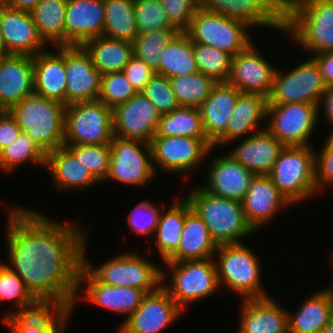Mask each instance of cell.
Here are the masks:
<instances>
[{
    "instance_id": "1",
    "label": "cell",
    "mask_w": 333,
    "mask_h": 333,
    "mask_svg": "<svg viewBox=\"0 0 333 333\" xmlns=\"http://www.w3.org/2000/svg\"><path fill=\"white\" fill-rule=\"evenodd\" d=\"M8 210L6 265L43 306L75 309L86 229L24 207Z\"/></svg>"
},
{
    "instance_id": "55",
    "label": "cell",
    "mask_w": 333,
    "mask_h": 333,
    "mask_svg": "<svg viewBox=\"0 0 333 333\" xmlns=\"http://www.w3.org/2000/svg\"><path fill=\"white\" fill-rule=\"evenodd\" d=\"M324 108H322V107ZM319 111L324 110V117L328 124L333 126V87H327L319 102Z\"/></svg>"
},
{
    "instance_id": "15",
    "label": "cell",
    "mask_w": 333,
    "mask_h": 333,
    "mask_svg": "<svg viewBox=\"0 0 333 333\" xmlns=\"http://www.w3.org/2000/svg\"><path fill=\"white\" fill-rule=\"evenodd\" d=\"M183 309L160 286L147 293L138 309L118 329V333H161L183 313Z\"/></svg>"
},
{
    "instance_id": "5",
    "label": "cell",
    "mask_w": 333,
    "mask_h": 333,
    "mask_svg": "<svg viewBox=\"0 0 333 333\" xmlns=\"http://www.w3.org/2000/svg\"><path fill=\"white\" fill-rule=\"evenodd\" d=\"M65 108L58 101L33 93L8 111L21 131L48 154L64 145Z\"/></svg>"
},
{
    "instance_id": "35",
    "label": "cell",
    "mask_w": 333,
    "mask_h": 333,
    "mask_svg": "<svg viewBox=\"0 0 333 333\" xmlns=\"http://www.w3.org/2000/svg\"><path fill=\"white\" fill-rule=\"evenodd\" d=\"M68 0H39L30 11L38 34L48 45L65 46V13Z\"/></svg>"
},
{
    "instance_id": "20",
    "label": "cell",
    "mask_w": 333,
    "mask_h": 333,
    "mask_svg": "<svg viewBox=\"0 0 333 333\" xmlns=\"http://www.w3.org/2000/svg\"><path fill=\"white\" fill-rule=\"evenodd\" d=\"M0 30L9 54L35 56L47 45L38 34L29 11L0 6Z\"/></svg>"
},
{
    "instance_id": "27",
    "label": "cell",
    "mask_w": 333,
    "mask_h": 333,
    "mask_svg": "<svg viewBox=\"0 0 333 333\" xmlns=\"http://www.w3.org/2000/svg\"><path fill=\"white\" fill-rule=\"evenodd\" d=\"M242 301L237 333H289L288 311L271 296Z\"/></svg>"
},
{
    "instance_id": "24",
    "label": "cell",
    "mask_w": 333,
    "mask_h": 333,
    "mask_svg": "<svg viewBox=\"0 0 333 333\" xmlns=\"http://www.w3.org/2000/svg\"><path fill=\"white\" fill-rule=\"evenodd\" d=\"M104 0H68L65 13V46L82 45L103 36Z\"/></svg>"
},
{
    "instance_id": "32",
    "label": "cell",
    "mask_w": 333,
    "mask_h": 333,
    "mask_svg": "<svg viewBox=\"0 0 333 333\" xmlns=\"http://www.w3.org/2000/svg\"><path fill=\"white\" fill-rule=\"evenodd\" d=\"M295 312L288 311L289 333H321L333 317V293L324 288L307 297Z\"/></svg>"
},
{
    "instance_id": "38",
    "label": "cell",
    "mask_w": 333,
    "mask_h": 333,
    "mask_svg": "<svg viewBox=\"0 0 333 333\" xmlns=\"http://www.w3.org/2000/svg\"><path fill=\"white\" fill-rule=\"evenodd\" d=\"M184 222L185 197H182L165 212H161L156 235H153L156 237V247L163 262L178 249Z\"/></svg>"
},
{
    "instance_id": "28",
    "label": "cell",
    "mask_w": 333,
    "mask_h": 333,
    "mask_svg": "<svg viewBox=\"0 0 333 333\" xmlns=\"http://www.w3.org/2000/svg\"><path fill=\"white\" fill-rule=\"evenodd\" d=\"M218 245L212 239L204 221L185 198V222L178 249L165 262H182L214 258Z\"/></svg>"
},
{
    "instance_id": "31",
    "label": "cell",
    "mask_w": 333,
    "mask_h": 333,
    "mask_svg": "<svg viewBox=\"0 0 333 333\" xmlns=\"http://www.w3.org/2000/svg\"><path fill=\"white\" fill-rule=\"evenodd\" d=\"M46 168L49 171L55 188L62 191L69 189L89 188L99 181L93 176L74 154L65 146L46 154Z\"/></svg>"
},
{
    "instance_id": "18",
    "label": "cell",
    "mask_w": 333,
    "mask_h": 333,
    "mask_svg": "<svg viewBox=\"0 0 333 333\" xmlns=\"http://www.w3.org/2000/svg\"><path fill=\"white\" fill-rule=\"evenodd\" d=\"M66 106L98 99L102 73L80 45L65 46Z\"/></svg>"
},
{
    "instance_id": "10",
    "label": "cell",
    "mask_w": 333,
    "mask_h": 333,
    "mask_svg": "<svg viewBox=\"0 0 333 333\" xmlns=\"http://www.w3.org/2000/svg\"><path fill=\"white\" fill-rule=\"evenodd\" d=\"M113 137V110L99 99L66 106L64 145L110 144Z\"/></svg>"
},
{
    "instance_id": "57",
    "label": "cell",
    "mask_w": 333,
    "mask_h": 333,
    "mask_svg": "<svg viewBox=\"0 0 333 333\" xmlns=\"http://www.w3.org/2000/svg\"><path fill=\"white\" fill-rule=\"evenodd\" d=\"M9 55V52L6 50L3 40H2V35H1V30H0V60L2 58H5Z\"/></svg>"
},
{
    "instance_id": "2",
    "label": "cell",
    "mask_w": 333,
    "mask_h": 333,
    "mask_svg": "<svg viewBox=\"0 0 333 333\" xmlns=\"http://www.w3.org/2000/svg\"><path fill=\"white\" fill-rule=\"evenodd\" d=\"M273 22L274 0H206L185 33L192 42L234 57L252 43L250 27L269 28Z\"/></svg>"
},
{
    "instance_id": "43",
    "label": "cell",
    "mask_w": 333,
    "mask_h": 333,
    "mask_svg": "<svg viewBox=\"0 0 333 333\" xmlns=\"http://www.w3.org/2000/svg\"><path fill=\"white\" fill-rule=\"evenodd\" d=\"M179 32V30H157L138 33L132 41L133 55L144 61L156 71V74H159L161 52Z\"/></svg>"
},
{
    "instance_id": "6",
    "label": "cell",
    "mask_w": 333,
    "mask_h": 333,
    "mask_svg": "<svg viewBox=\"0 0 333 333\" xmlns=\"http://www.w3.org/2000/svg\"><path fill=\"white\" fill-rule=\"evenodd\" d=\"M218 255V257H216ZM219 286H225L243 299L266 298L261 287L258 256L244 242L218 245L214 254Z\"/></svg>"
},
{
    "instance_id": "11",
    "label": "cell",
    "mask_w": 333,
    "mask_h": 333,
    "mask_svg": "<svg viewBox=\"0 0 333 333\" xmlns=\"http://www.w3.org/2000/svg\"><path fill=\"white\" fill-rule=\"evenodd\" d=\"M152 149L137 139L113 137L110 143L108 179L133 187L146 186L155 176Z\"/></svg>"
},
{
    "instance_id": "42",
    "label": "cell",
    "mask_w": 333,
    "mask_h": 333,
    "mask_svg": "<svg viewBox=\"0 0 333 333\" xmlns=\"http://www.w3.org/2000/svg\"><path fill=\"white\" fill-rule=\"evenodd\" d=\"M28 162L45 166L46 154L29 135L21 132L16 139L0 150V171L12 172L18 165Z\"/></svg>"
},
{
    "instance_id": "29",
    "label": "cell",
    "mask_w": 333,
    "mask_h": 333,
    "mask_svg": "<svg viewBox=\"0 0 333 333\" xmlns=\"http://www.w3.org/2000/svg\"><path fill=\"white\" fill-rule=\"evenodd\" d=\"M283 148L284 145L265 128L240 141L228 153L255 175H268Z\"/></svg>"
},
{
    "instance_id": "4",
    "label": "cell",
    "mask_w": 333,
    "mask_h": 333,
    "mask_svg": "<svg viewBox=\"0 0 333 333\" xmlns=\"http://www.w3.org/2000/svg\"><path fill=\"white\" fill-rule=\"evenodd\" d=\"M188 195L185 198L204 221L217 245L242 243L245 237L254 234L242 202L208 193L202 186L194 188Z\"/></svg>"
},
{
    "instance_id": "44",
    "label": "cell",
    "mask_w": 333,
    "mask_h": 333,
    "mask_svg": "<svg viewBox=\"0 0 333 333\" xmlns=\"http://www.w3.org/2000/svg\"><path fill=\"white\" fill-rule=\"evenodd\" d=\"M193 53L198 71L214 78L217 82H227L231 73L232 56L215 47L193 42Z\"/></svg>"
},
{
    "instance_id": "41",
    "label": "cell",
    "mask_w": 333,
    "mask_h": 333,
    "mask_svg": "<svg viewBox=\"0 0 333 333\" xmlns=\"http://www.w3.org/2000/svg\"><path fill=\"white\" fill-rule=\"evenodd\" d=\"M180 106L199 108L209 97L217 81L201 72L169 79Z\"/></svg>"
},
{
    "instance_id": "30",
    "label": "cell",
    "mask_w": 333,
    "mask_h": 333,
    "mask_svg": "<svg viewBox=\"0 0 333 333\" xmlns=\"http://www.w3.org/2000/svg\"><path fill=\"white\" fill-rule=\"evenodd\" d=\"M268 98L257 93L240 92L226 128V143L265 129L260 124L267 117ZM260 127V128H259ZM249 134V135H248Z\"/></svg>"
},
{
    "instance_id": "34",
    "label": "cell",
    "mask_w": 333,
    "mask_h": 333,
    "mask_svg": "<svg viewBox=\"0 0 333 333\" xmlns=\"http://www.w3.org/2000/svg\"><path fill=\"white\" fill-rule=\"evenodd\" d=\"M81 46L102 74L123 71L133 56L132 42L105 36L88 39Z\"/></svg>"
},
{
    "instance_id": "9",
    "label": "cell",
    "mask_w": 333,
    "mask_h": 333,
    "mask_svg": "<svg viewBox=\"0 0 333 333\" xmlns=\"http://www.w3.org/2000/svg\"><path fill=\"white\" fill-rule=\"evenodd\" d=\"M164 263L172 274V281L164 282L166 272L162 269L161 286L183 310L220 288L214 258Z\"/></svg>"
},
{
    "instance_id": "49",
    "label": "cell",
    "mask_w": 333,
    "mask_h": 333,
    "mask_svg": "<svg viewBox=\"0 0 333 333\" xmlns=\"http://www.w3.org/2000/svg\"><path fill=\"white\" fill-rule=\"evenodd\" d=\"M161 210L148 200L137 203L126 219L134 234L153 235L159 224Z\"/></svg>"
},
{
    "instance_id": "50",
    "label": "cell",
    "mask_w": 333,
    "mask_h": 333,
    "mask_svg": "<svg viewBox=\"0 0 333 333\" xmlns=\"http://www.w3.org/2000/svg\"><path fill=\"white\" fill-rule=\"evenodd\" d=\"M169 21L180 31L185 32L191 23L195 11L206 0H160Z\"/></svg>"
},
{
    "instance_id": "14",
    "label": "cell",
    "mask_w": 333,
    "mask_h": 333,
    "mask_svg": "<svg viewBox=\"0 0 333 333\" xmlns=\"http://www.w3.org/2000/svg\"><path fill=\"white\" fill-rule=\"evenodd\" d=\"M326 88L318 65L310 57L289 72L276 70L268 104L308 103L318 106Z\"/></svg>"
},
{
    "instance_id": "58",
    "label": "cell",
    "mask_w": 333,
    "mask_h": 333,
    "mask_svg": "<svg viewBox=\"0 0 333 333\" xmlns=\"http://www.w3.org/2000/svg\"><path fill=\"white\" fill-rule=\"evenodd\" d=\"M321 333H333V317L330 319L329 323L323 328Z\"/></svg>"
},
{
    "instance_id": "60",
    "label": "cell",
    "mask_w": 333,
    "mask_h": 333,
    "mask_svg": "<svg viewBox=\"0 0 333 333\" xmlns=\"http://www.w3.org/2000/svg\"><path fill=\"white\" fill-rule=\"evenodd\" d=\"M10 0H0V6L8 5Z\"/></svg>"
},
{
    "instance_id": "51",
    "label": "cell",
    "mask_w": 333,
    "mask_h": 333,
    "mask_svg": "<svg viewBox=\"0 0 333 333\" xmlns=\"http://www.w3.org/2000/svg\"><path fill=\"white\" fill-rule=\"evenodd\" d=\"M321 151L315 152V184L317 191L324 190L328 185L333 186V149L323 144ZM330 184V185H329Z\"/></svg>"
},
{
    "instance_id": "17",
    "label": "cell",
    "mask_w": 333,
    "mask_h": 333,
    "mask_svg": "<svg viewBox=\"0 0 333 333\" xmlns=\"http://www.w3.org/2000/svg\"><path fill=\"white\" fill-rule=\"evenodd\" d=\"M251 43L245 50L232 57L230 85L242 93L270 96L277 67L269 63Z\"/></svg>"
},
{
    "instance_id": "56",
    "label": "cell",
    "mask_w": 333,
    "mask_h": 333,
    "mask_svg": "<svg viewBox=\"0 0 333 333\" xmlns=\"http://www.w3.org/2000/svg\"><path fill=\"white\" fill-rule=\"evenodd\" d=\"M38 1L39 0H10L8 6L30 12L38 3Z\"/></svg>"
},
{
    "instance_id": "33",
    "label": "cell",
    "mask_w": 333,
    "mask_h": 333,
    "mask_svg": "<svg viewBox=\"0 0 333 333\" xmlns=\"http://www.w3.org/2000/svg\"><path fill=\"white\" fill-rule=\"evenodd\" d=\"M74 309L43 306L29 314L9 315L2 323L9 326L11 333H65Z\"/></svg>"
},
{
    "instance_id": "59",
    "label": "cell",
    "mask_w": 333,
    "mask_h": 333,
    "mask_svg": "<svg viewBox=\"0 0 333 333\" xmlns=\"http://www.w3.org/2000/svg\"><path fill=\"white\" fill-rule=\"evenodd\" d=\"M324 143H325L328 147H330L331 149H333V128H332L330 134L327 135V138H326V140H324Z\"/></svg>"
},
{
    "instance_id": "13",
    "label": "cell",
    "mask_w": 333,
    "mask_h": 333,
    "mask_svg": "<svg viewBox=\"0 0 333 333\" xmlns=\"http://www.w3.org/2000/svg\"><path fill=\"white\" fill-rule=\"evenodd\" d=\"M150 145L155 173L159 170L171 175L184 173L187 179L188 171L195 169L196 165L201 164L210 154L209 152L216 149L207 138L177 136H153Z\"/></svg>"
},
{
    "instance_id": "62",
    "label": "cell",
    "mask_w": 333,
    "mask_h": 333,
    "mask_svg": "<svg viewBox=\"0 0 333 333\" xmlns=\"http://www.w3.org/2000/svg\"><path fill=\"white\" fill-rule=\"evenodd\" d=\"M5 264H6L5 262L3 263V262L0 261V270L3 268V266H4Z\"/></svg>"
},
{
    "instance_id": "3",
    "label": "cell",
    "mask_w": 333,
    "mask_h": 333,
    "mask_svg": "<svg viewBox=\"0 0 333 333\" xmlns=\"http://www.w3.org/2000/svg\"><path fill=\"white\" fill-rule=\"evenodd\" d=\"M313 55L333 51V0H274V22Z\"/></svg>"
},
{
    "instance_id": "23",
    "label": "cell",
    "mask_w": 333,
    "mask_h": 333,
    "mask_svg": "<svg viewBox=\"0 0 333 333\" xmlns=\"http://www.w3.org/2000/svg\"><path fill=\"white\" fill-rule=\"evenodd\" d=\"M240 91L228 82H217L199 107L208 141L217 148L226 144V128Z\"/></svg>"
},
{
    "instance_id": "7",
    "label": "cell",
    "mask_w": 333,
    "mask_h": 333,
    "mask_svg": "<svg viewBox=\"0 0 333 333\" xmlns=\"http://www.w3.org/2000/svg\"><path fill=\"white\" fill-rule=\"evenodd\" d=\"M311 146H284L268 174L293 205L315 196V150Z\"/></svg>"
},
{
    "instance_id": "53",
    "label": "cell",
    "mask_w": 333,
    "mask_h": 333,
    "mask_svg": "<svg viewBox=\"0 0 333 333\" xmlns=\"http://www.w3.org/2000/svg\"><path fill=\"white\" fill-rule=\"evenodd\" d=\"M21 132V128L10 112L0 110V150L9 145Z\"/></svg>"
},
{
    "instance_id": "39",
    "label": "cell",
    "mask_w": 333,
    "mask_h": 333,
    "mask_svg": "<svg viewBox=\"0 0 333 333\" xmlns=\"http://www.w3.org/2000/svg\"><path fill=\"white\" fill-rule=\"evenodd\" d=\"M154 136L207 138L199 108L186 106L160 115Z\"/></svg>"
},
{
    "instance_id": "36",
    "label": "cell",
    "mask_w": 333,
    "mask_h": 333,
    "mask_svg": "<svg viewBox=\"0 0 333 333\" xmlns=\"http://www.w3.org/2000/svg\"><path fill=\"white\" fill-rule=\"evenodd\" d=\"M159 75L168 79L198 71L193 42L185 32H179L160 55Z\"/></svg>"
},
{
    "instance_id": "54",
    "label": "cell",
    "mask_w": 333,
    "mask_h": 333,
    "mask_svg": "<svg viewBox=\"0 0 333 333\" xmlns=\"http://www.w3.org/2000/svg\"><path fill=\"white\" fill-rule=\"evenodd\" d=\"M311 57L318 65L327 87H333V51L314 54Z\"/></svg>"
},
{
    "instance_id": "37",
    "label": "cell",
    "mask_w": 333,
    "mask_h": 333,
    "mask_svg": "<svg viewBox=\"0 0 333 333\" xmlns=\"http://www.w3.org/2000/svg\"><path fill=\"white\" fill-rule=\"evenodd\" d=\"M103 36L132 42L138 34L134 0H104Z\"/></svg>"
},
{
    "instance_id": "8",
    "label": "cell",
    "mask_w": 333,
    "mask_h": 333,
    "mask_svg": "<svg viewBox=\"0 0 333 333\" xmlns=\"http://www.w3.org/2000/svg\"><path fill=\"white\" fill-rule=\"evenodd\" d=\"M86 239L87 237L82 248V264L100 282L114 287L135 288L146 293H151L161 286L162 269L159 265L141 258L136 252H124L94 267L85 255Z\"/></svg>"
},
{
    "instance_id": "26",
    "label": "cell",
    "mask_w": 333,
    "mask_h": 333,
    "mask_svg": "<svg viewBox=\"0 0 333 333\" xmlns=\"http://www.w3.org/2000/svg\"><path fill=\"white\" fill-rule=\"evenodd\" d=\"M55 50L33 56L34 93L66 106L65 46Z\"/></svg>"
},
{
    "instance_id": "22",
    "label": "cell",
    "mask_w": 333,
    "mask_h": 333,
    "mask_svg": "<svg viewBox=\"0 0 333 333\" xmlns=\"http://www.w3.org/2000/svg\"><path fill=\"white\" fill-rule=\"evenodd\" d=\"M207 166V183L202 187L213 195L242 202L255 174L229 154L213 157Z\"/></svg>"
},
{
    "instance_id": "16",
    "label": "cell",
    "mask_w": 333,
    "mask_h": 333,
    "mask_svg": "<svg viewBox=\"0 0 333 333\" xmlns=\"http://www.w3.org/2000/svg\"><path fill=\"white\" fill-rule=\"evenodd\" d=\"M112 110L114 136L150 144L156 133L160 114L148 98L137 93Z\"/></svg>"
},
{
    "instance_id": "40",
    "label": "cell",
    "mask_w": 333,
    "mask_h": 333,
    "mask_svg": "<svg viewBox=\"0 0 333 333\" xmlns=\"http://www.w3.org/2000/svg\"><path fill=\"white\" fill-rule=\"evenodd\" d=\"M0 301L13 302V311L6 316L29 314L38 311L43 305L30 293L19 276L6 264L0 270Z\"/></svg>"
},
{
    "instance_id": "21",
    "label": "cell",
    "mask_w": 333,
    "mask_h": 333,
    "mask_svg": "<svg viewBox=\"0 0 333 333\" xmlns=\"http://www.w3.org/2000/svg\"><path fill=\"white\" fill-rule=\"evenodd\" d=\"M292 204L273 184L269 175H255L250 182L247 194L242 200L248 224L255 231L264 227L276 213Z\"/></svg>"
},
{
    "instance_id": "45",
    "label": "cell",
    "mask_w": 333,
    "mask_h": 333,
    "mask_svg": "<svg viewBox=\"0 0 333 333\" xmlns=\"http://www.w3.org/2000/svg\"><path fill=\"white\" fill-rule=\"evenodd\" d=\"M138 33L178 30L170 21L160 0H134Z\"/></svg>"
},
{
    "instance_id": "46",
    "label": "cell",
    "mask_w": 333,
    "mask_h": 333,
    "mask_svg": "<svg viewBox=\"0 0 333 333\" xmlns=\"http://www.w3.org/2000/svg\"><path fill=\"white\" fill-rule=\"evenodd\" d=\"M100 182H104L109 170L110 144L65 145Z\"/></svg>"
},
{
    "instance_id": "25",
    "label": "cell",
    "mask_w": 333,
    "mask_h": 333,
    "mask_svg": "<svg viewBox=\"0 0 333 333\" xmlns=\"http://www.w3.org/2000/svg\"><path fill=\"white\" fill-rule=\"evenodd\" d=\"M34 93L33 57L9 54L0 60V110Z\"/></svg>"
},
{
    "instance_id": "52",
    "label": "cell",
    "mask_w": 333,
    "mask_h": 333,
    "mask_svg": "<svg viewBox=\"0 0 333 333\" xmlns=\"http://www.w3.org/2000/svg\"><path fill=\"white\" fill-rule=\"evenodd\" d=\"M137 93H141L145 85L156 74L144 61L133 55L122 71Z\"/></svg>"
},
{
    "instance_id": "48",
    "label": "cell",
    "mask_w": 333,
    "mask_h": 333,
    "mask_svg": "<svg viewBox=\"0 0 333 333\" xmlns=\"http://www.w3.org/2000/svg\"><path fill=\"white\" fill-rule=\"evenodd\" d=\"M156 107L160 115L178 108L176 96L167 77L155 74L141 92Z\"/></svg>"
},
{
    "instance_id": "19",
    "label": "cell",
    "mask_w": 333,
    "mask_h": 333,
    "mask_svg": "<svg viewBox=\"0 0 333 333\" xmlns=\"http://www.w3.org/2000/svg\"><path fill=\"white\" fill-rule=\"evenodd\" d=\"M85 284L83 298L116 314H126L122 324L138 309L144 296L143 290L130 287H114L100 282L83 264L79 269L78 290Z\"/></svg>"
},
{
    "instance_id": "61",
    "label": "cell",
    "mask_w": 333,
    "mask_h": 333,
    "mask_svg": "<svg viewBox=\"0 0 333 333\" xmlns=\"http://www.w3.org/2000/svg\"><path fill=\"white\" fill-rule=\"evenodd\" d=\"M331 256H332V260L331 261H332V267H333V255H331ZM329 289H330L331 292H333V287L332 286H331V288L329 287Z\"/></svg>"
},
{
    "instance_id": "47",
    "label": "cell",
    "mask_w": 333,
    "mask_h": 333,
    "mask_svg": "<svg viewBox=\"0 0 333 333\" xmlns=\"http://www.w3.org/2000/svg\"><path fill=\"white\" fill-rule=\"evenodd\" d=\"M137 94L122 71L102 74L98 99L114 109Z\"/></svg>"
},
{
    "instance_id": "12",
    "label": "cell",
    "mask_w": 333,
    "mask_h": 333,
    "mask_svg": "<svg viewBox=\"0 0 333 333\" xmlns=\"http://www.w3.org/2000/svg\"><path fill=\"white\" fill-rule=\"evenodd\" d=\"M319 113L308 103L268 104L265 128L284 146H311Z\"/></svg>"
}]
</instances>
